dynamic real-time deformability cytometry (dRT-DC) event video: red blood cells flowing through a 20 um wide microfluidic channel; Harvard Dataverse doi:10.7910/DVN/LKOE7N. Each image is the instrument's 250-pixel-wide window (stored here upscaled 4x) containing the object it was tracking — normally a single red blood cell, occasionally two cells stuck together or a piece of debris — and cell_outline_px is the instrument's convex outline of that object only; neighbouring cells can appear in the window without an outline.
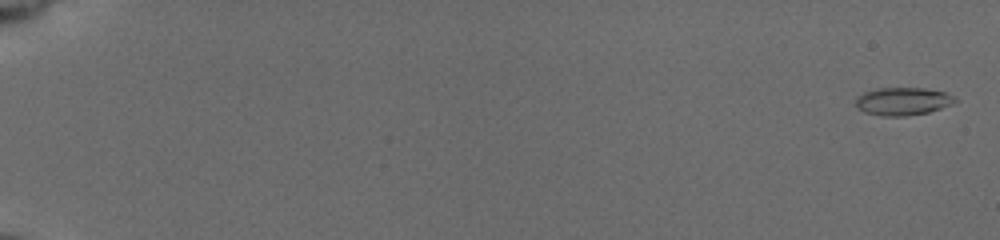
{"species": "common noctule bat (a hibernating species)", "species_latin": "Nyctalus noctula", "temperature_condition": "cold", "stored_images_in_passage": 53, "camera_frame_rate_fps": 3000, "um_per_image_px": 0.085, "animal": {"sex": "female", "body_mass_g": 19.5, "forearm_length_mm": 54.1}, "frame": {"image": 1, "passage_image": 1, "time_ms": 0.0, "image_size_px": [1000, 240], "cell_outline_px": [[960, 100], [952, 104], [928, 112], [904, 116], [884, 116], [864, 112], [856, 104], [856, 96], [864, 92], [876, 88], [924, 88], [944, 92], [956, 96]], "centroid_in_image_um": [76.77, 8.6], "position_along_channel_um": 8.2, "area_um2": 16.13}}
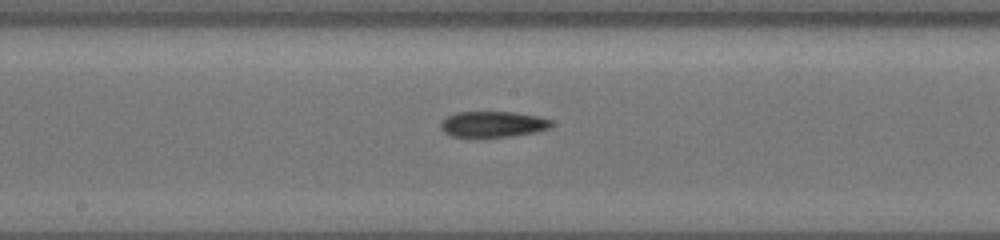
{"frame": {"image": 2, "passage_image": 33, "time_ms": 10.667, "image_size_px": [1000, 240], "cell_outline_px": [[552, 124], [548, 128], [536, 132], [508, 136], [452, 136], [444, 132], [440, 128], [440, 124], [448, 116], [456, 112], [512, 112], [540, 116], [552, 120]], "centroid_in_image_um": [41.91, 10.54], "position_along_channel_um": 206.3, "area_um2": 16.42}}
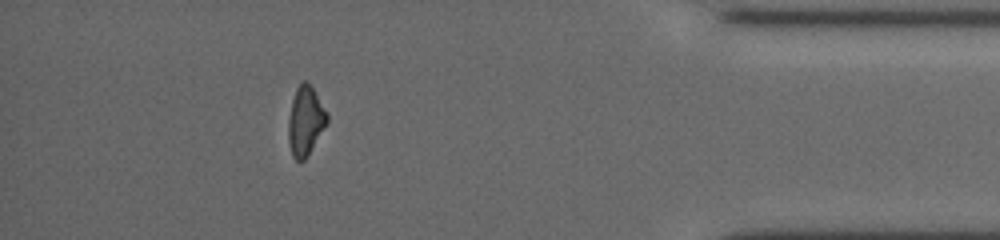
{"frame": {"image": 3, "passage_image": 52, "time_ms": 17.0, "image_size_px": [1000, 240], "cell_outline_px": [[328, 124], [308, 156], [304, 160], [296, 160], [292, 156], [288, 140], [288, 120], [292, 100], [296, 88], [304, 80], [308, 80], [328, 112]], "centroid_in_image_um": [25.99, 10.28], "position_along_channel_um": 409.2, "area_um2": 15.95}}